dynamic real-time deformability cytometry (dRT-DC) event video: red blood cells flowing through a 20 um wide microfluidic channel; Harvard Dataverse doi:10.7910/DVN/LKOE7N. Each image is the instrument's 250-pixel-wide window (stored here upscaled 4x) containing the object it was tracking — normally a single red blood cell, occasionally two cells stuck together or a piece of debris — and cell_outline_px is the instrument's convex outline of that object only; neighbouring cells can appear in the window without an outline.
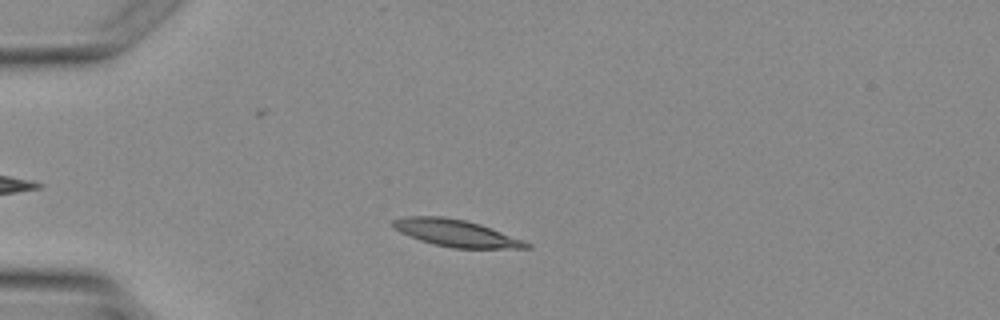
{"species": "Egyptian fruit bat (a non-hibernating species)", "species_latin": "Rousettus aegyptiacus", "temperature_condition": "warm", "stored_images_in_passage": 4, "camera_frame_rate_fps": 3000, "um_per_image_px": 0.085, "animal": {"sex": "female"}, "frame": {"image": 1, "passage_image": 3, "time_ms": 3.333, "image_size_px": [1000, 320], "cell_outline_px": [[532, 248], [452, 248], [432, 244], [420, 240], [400, 232], [392, 224], [392, 220], [404, 216], [444, 216], [464, 220], [480, 224], [532, 244]], "centroid_in_image_um": [38.74, 19.81], "position_along_channel_um": 46.3, "area_um2": 20.75}}